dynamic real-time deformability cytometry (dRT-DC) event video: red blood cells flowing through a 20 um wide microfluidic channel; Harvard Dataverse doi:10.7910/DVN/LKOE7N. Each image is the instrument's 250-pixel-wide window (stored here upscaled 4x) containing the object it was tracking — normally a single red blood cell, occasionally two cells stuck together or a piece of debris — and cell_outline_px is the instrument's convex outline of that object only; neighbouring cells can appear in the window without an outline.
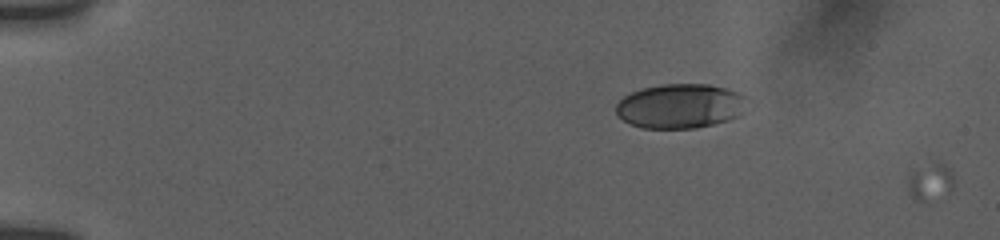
{"species": "human", "species_latin": "Homo sapiens", "temperature_condition": "room temperature", "stored_images_in_passage": 4, "camera_frame_rate_fps": 3000, "um_per_image_px": 0.085, "donor": {"sex": "female"}, "frame": {"image": 1, "passage_image": 2, "time_ms": 0.333, "image_size_px": [1000, 240], "cell_outline_px": [[752, 100], [740, 116], [728, 120], [696, 128], [644, 128], [632, 124], [624, 120], [616, 112], [616, 104], [624, 96], [632, 92], [644, 88], [664, 84], [708, 84], [740, 92], [748, 96]], "centroid_in_image_um": [57.92, 9.01], "position_along_channel_um": 27.1, "area_um2": 34.28}}